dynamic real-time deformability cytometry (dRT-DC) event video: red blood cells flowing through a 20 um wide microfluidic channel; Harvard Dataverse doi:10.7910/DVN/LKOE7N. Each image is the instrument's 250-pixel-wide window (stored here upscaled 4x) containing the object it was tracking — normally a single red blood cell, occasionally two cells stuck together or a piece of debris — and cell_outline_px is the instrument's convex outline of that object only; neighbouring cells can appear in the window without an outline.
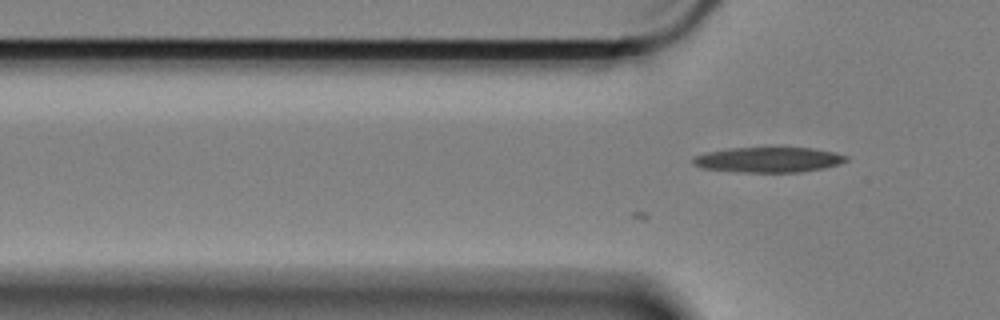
{"species": "Egyptian fruit bat (a non-hibernating species)", "species_latin": "Rousettus aegyptiacus", "temperature_condition": "cold", "stored_images_in_passage": 12, "camera_frame_rate_fps": 3000, "um_per_image_px": 0.085, "animal": {"sex": "female"}, "frame": {"image": 1, "passage_image": 12, "time_ms": 3.667, "image_size_px": [1000, 320], "cell_outline_px": [[848, 160], [824, 168], [796, 172], [748, 172], [704, 168], [692, 164], [692, 156], [704, 152], [728, 148], [780, 144], [812, 148], [836, 152], [848, 156]], "centroid_in_image_um": [65.31, 13.51], "position_along_channel_um": 60.5, "area_um2": 23.58}}